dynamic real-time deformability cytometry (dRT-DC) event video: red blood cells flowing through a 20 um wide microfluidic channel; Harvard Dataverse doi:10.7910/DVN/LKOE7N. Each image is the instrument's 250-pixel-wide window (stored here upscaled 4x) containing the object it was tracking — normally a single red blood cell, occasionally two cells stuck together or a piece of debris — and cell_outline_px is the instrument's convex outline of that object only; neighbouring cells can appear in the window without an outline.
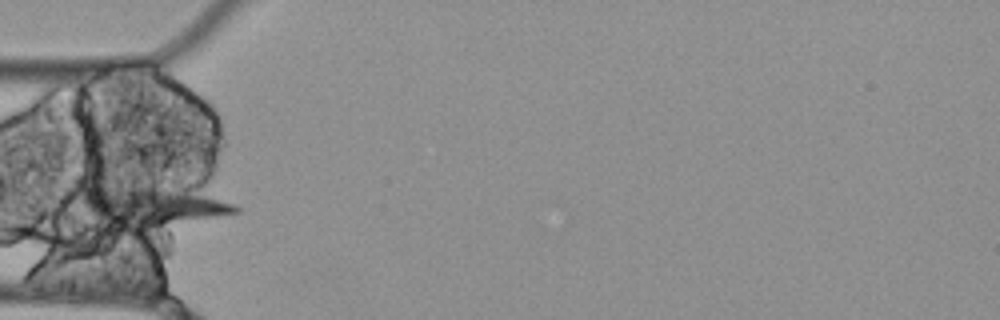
{"species": "Egyptian fruit bat (a non-hibernating species)", "species_latin": "Rousettus aegyptiacus", "temperature_condition": "cold", "stored_images_in_passage": 24, "segment_of_instrument_passage": [1, 2], "camera_frame_rate_fps": 3000, "um_per_image_px": 0.085, "animal": {"sex": "female"}, "frame": {"image": 1, "passage_image": 1, "time_ms": 0.0, "image_size_px": [1000, 320], "cell_outline_px": [[240, 212], [148, 228], [92, 228], [76, 204], [76, 200], [88, 184], [96, 184], [160, 188], [204, 196], [232, 204], [240, 208]], "centroid_in_image_um": [12.36, 17.57], "position_along_channel_um": 72.6, "area_um2": 36.76}}